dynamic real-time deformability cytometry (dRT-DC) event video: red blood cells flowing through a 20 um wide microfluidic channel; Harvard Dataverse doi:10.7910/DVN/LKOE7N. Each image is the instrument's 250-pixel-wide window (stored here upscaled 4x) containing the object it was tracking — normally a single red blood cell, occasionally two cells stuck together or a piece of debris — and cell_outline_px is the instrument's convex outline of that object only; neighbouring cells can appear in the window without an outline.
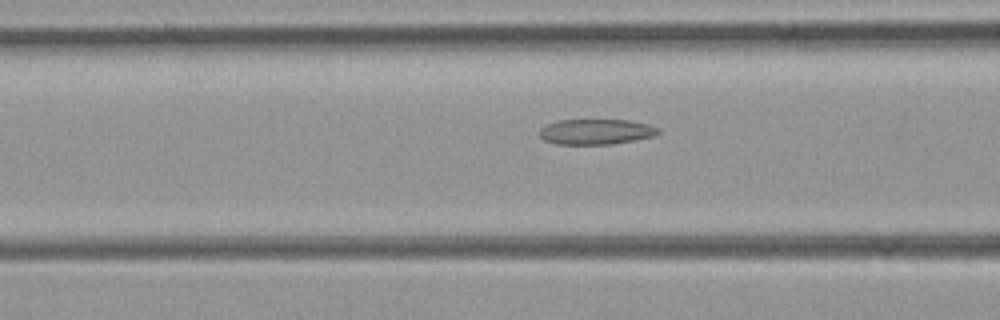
{"species": "common noctule bat (a hibernating species)", "species_latin": "Nyctalus noctula", "temperature_condition": "room temperature", "stored_images_in_passage": 39, "camera_frame_rate_fps": 3000, "um_per_image_px": 0.085, "animal": {"sex": "female", "body_mass_g": 21.9}, "frame": {"image": 1, "passage_image": 8, "time_ms": 2.333, "image_size_px": [1000, 320], "cell_outline_px": [[660, 132], [652, 136], [612, 144], [556, 144], [544, 140], [540, 136], [540, 128], [544, 124], [556, 120], [628, 120], [648, 124], [660, 128]], "centroid_in_image_um": [50.62, 11.19], "position_along_channel_um": 116.0, "area_um2": 17.57}}
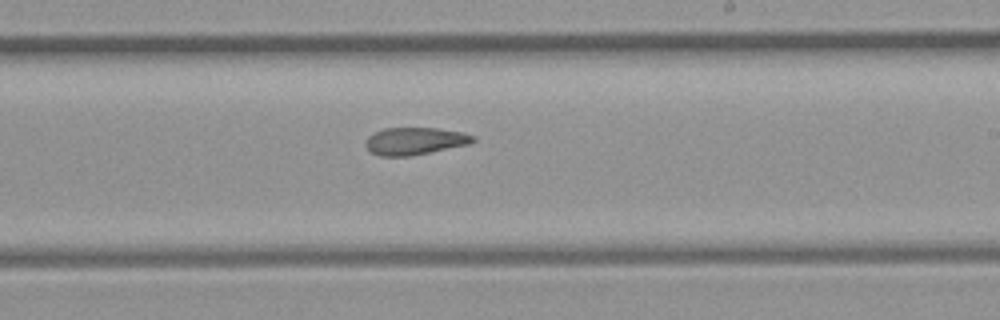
{"frame": {"image": 2, "passage_image": 18, "time_ms": 5.667, "image_size_px": [1000, 320], "cell_outline_px": [[476, 140], [468, 144], [408, 156], [380, 156], [368, 152], [364, 144], [364, 140], [368, 136], [384, 128], [436, 128], [464, 132], [476, 136]], "centroid_in_image_um": [35.22, 11.98], "position_along_channel_um": 253.8, "area_um2": 17.17}}
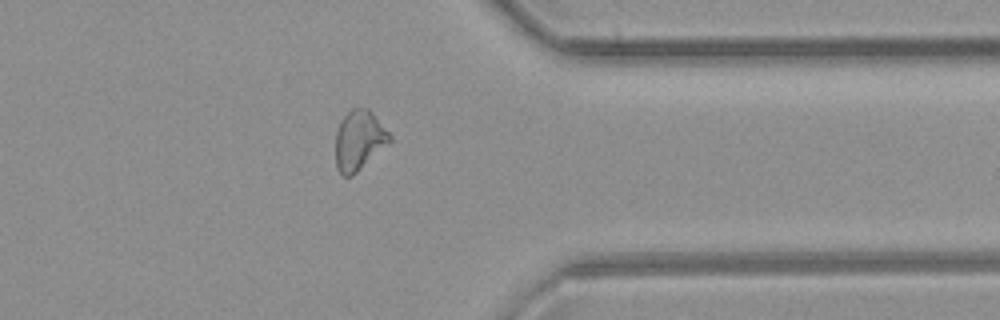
{"frame": {"image": 3, "passage_image": 28, "time_ms": 9.0, "image_size_px": [1000, 320], "cell_outline_px": [[392, 140], [388, 144], [352, 176], [344, 176], [336, 168], [336, 132], [344, 116], [352, 108], [368, 108], [372, 112], [392, 136]], "centroid_in_image_um": [30.53, 11.92], "position_along_channel_um": 380.9, "area_um2": 18.61}}